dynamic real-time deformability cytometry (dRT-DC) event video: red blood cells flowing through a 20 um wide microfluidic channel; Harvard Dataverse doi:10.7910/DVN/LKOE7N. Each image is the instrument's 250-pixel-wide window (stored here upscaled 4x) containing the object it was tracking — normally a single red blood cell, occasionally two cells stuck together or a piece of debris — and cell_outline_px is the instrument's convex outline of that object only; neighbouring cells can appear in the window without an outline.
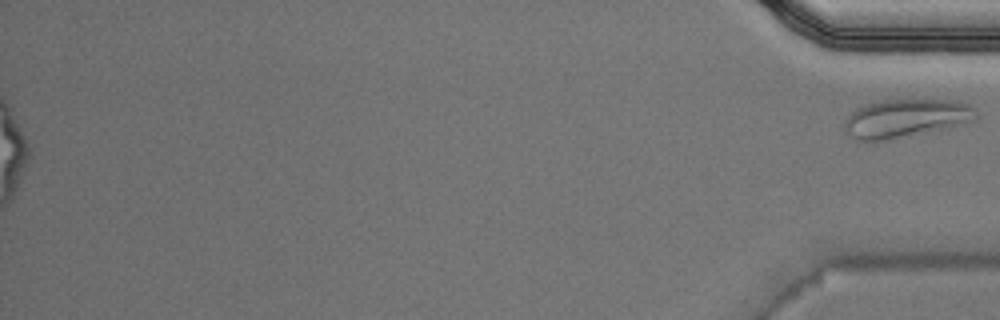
{"species": "Egyptian fruit bat (a non-hibernating species)", "species_latin": "Rousettus aegyptiacus", "temperature_condition": "warm", "stored_images_in_passage": 39, "segment_of_instrument_passage": [2, 2], "camera_frame_rate_fps": 3000, "um_per_image_px": 0.085, "animal": {"sex": "male"}, "frame": {"image": 1, "passage_image": 39, "time_ms": 12.667, "image_size_px": [1000, 320], "cell_outline_px": [[976, 116], [972, 120], [884, 140], [860, 140], [852, 136], [844, 128], [844, 120], [856, 108], [864, 104], [884, 100], [952, 100], [968, 104], [972, 108]], "centroid_in_image_um": [76.88, 10.01], "position_along_channel_um": 358.3, "area_um2": 27.98}}